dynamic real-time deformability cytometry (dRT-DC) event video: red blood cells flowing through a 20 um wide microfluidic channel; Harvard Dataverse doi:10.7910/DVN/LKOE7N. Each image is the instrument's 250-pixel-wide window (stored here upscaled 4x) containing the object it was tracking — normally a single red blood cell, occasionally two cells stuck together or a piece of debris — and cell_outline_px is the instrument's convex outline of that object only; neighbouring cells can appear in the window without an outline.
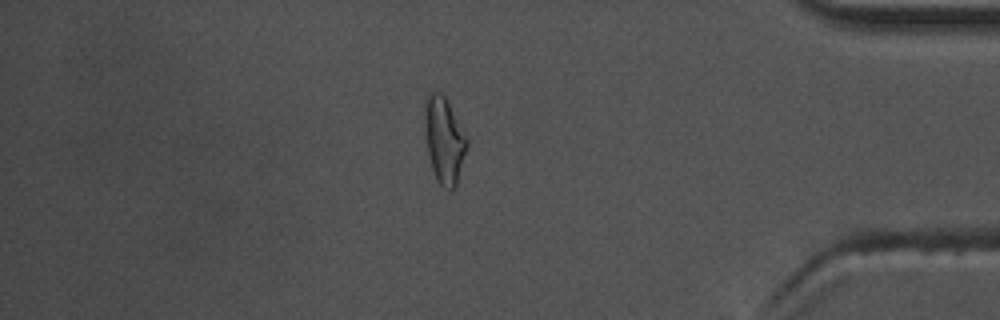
{"species": "common noctule bat (a hibernating species)", "species_latin": "Nyctalus noctula", "temperature_condition": "warm", "stored_images_in_passage": 55, "camera_frame_rate_fps": 3000, "um_per_image_px": 0.085, "animal": {"sex": "male", "body_mass_g": 17.5, "forearm_length_mm": 52.3}, "frame": {"image": 1, "passage_image": 47, "time_ms": 15.333, "image_size_px": [1000, 320], "cell_outline_px": [[468, 144], [456, 184], [452, 188], [444, 188], [436, 180], [432, 168], [428, 152], [424, 124], [424, 112], [428, 92], [440, 92], [448, 100], [468, 140]], "centroid_in_image_um": [37.75, 11.87], "position_along_channel_um": 397.5, "area_um2": 20.92}, "authors_computed_cell_mechanics": {"area_um2": 18.6116, "velocity_mm_per_s": 3.6769, "shape_relaxation_time_tau1_ms": 7.8329, "shape_relaxation_time_tau2_ms": 2.1903, "deformation_change_tau1": 0.1956, "deformation_change_tau2": 0.0989}}